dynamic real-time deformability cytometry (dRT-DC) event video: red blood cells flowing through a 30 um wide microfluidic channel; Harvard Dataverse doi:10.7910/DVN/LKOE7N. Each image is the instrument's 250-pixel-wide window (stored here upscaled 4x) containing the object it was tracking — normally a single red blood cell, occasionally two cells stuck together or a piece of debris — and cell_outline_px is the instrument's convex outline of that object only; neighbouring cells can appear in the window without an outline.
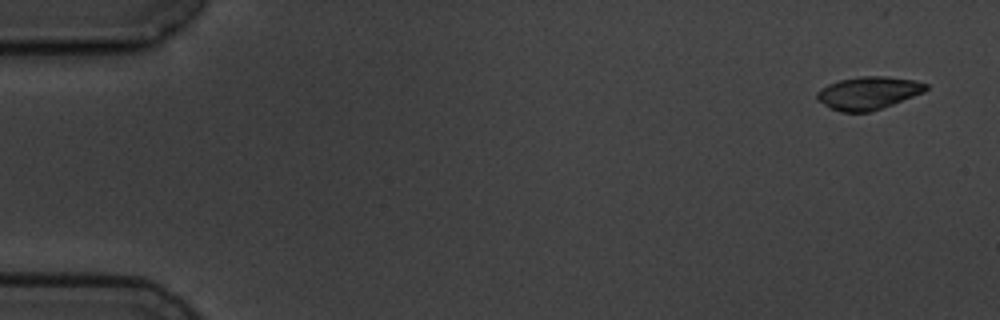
{"species": "common noctule bat (a hibernating species)", "species_latin": "Nyctalus noctula", "temperature_condition": "cold", "stored_images_in_passage": 5, "camera_frame_rate_fps": 3000, "um_per_image_px": 0.085, "animal": {"sex": "male", "body_mass_g": 19.5, "forearm_length_mm": 54.6}, "frame": {"image": 1, "passage_image": 1, "time_ms": 0.0, "image_size_px": [1000, 320], "cell_outline_px": [[928, 88], [924, 92], [892, 104], [868, 112], [840, 112], [828, 108], [816, 100], [816, 92], [820, 88], [828, 84], [840, 80], [860, 76], [888, 76], [916, 80], [928, 84]], "centroid_in_image_um": [73.77, 7.9], "position_along_channel_um": 11.2, "area_um2": 20.98}}
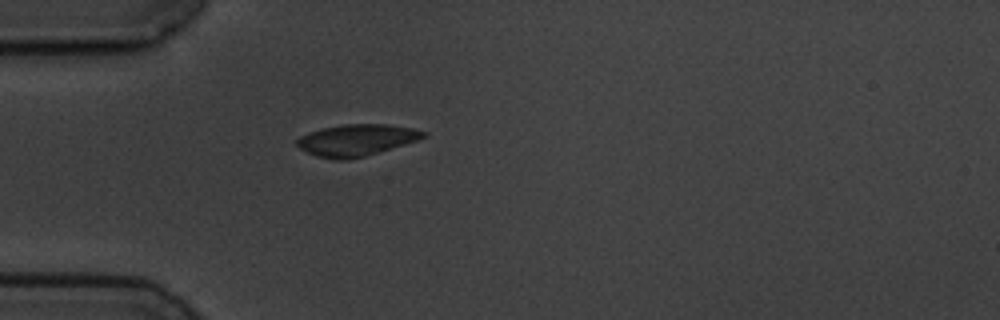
{"frame": {"image": 2, "passage_image": 5, "time_ms": 4.667, "image_size_px": [1000, 320], "cell_outline_px": [[428, 136], [404, 144], [364, 156], [348, 160], [332, 160], [316, 156], [300, 148], [296, 144], [296, 140], [300, 136], [308, 132], [320, 128], [344, 124], [388, 124], [412, 128], [428, 132]], "centroid_in_image_um": [30.27, 11.9], "position_along_channel_um": 54.7, "area_um2": 23.29}}